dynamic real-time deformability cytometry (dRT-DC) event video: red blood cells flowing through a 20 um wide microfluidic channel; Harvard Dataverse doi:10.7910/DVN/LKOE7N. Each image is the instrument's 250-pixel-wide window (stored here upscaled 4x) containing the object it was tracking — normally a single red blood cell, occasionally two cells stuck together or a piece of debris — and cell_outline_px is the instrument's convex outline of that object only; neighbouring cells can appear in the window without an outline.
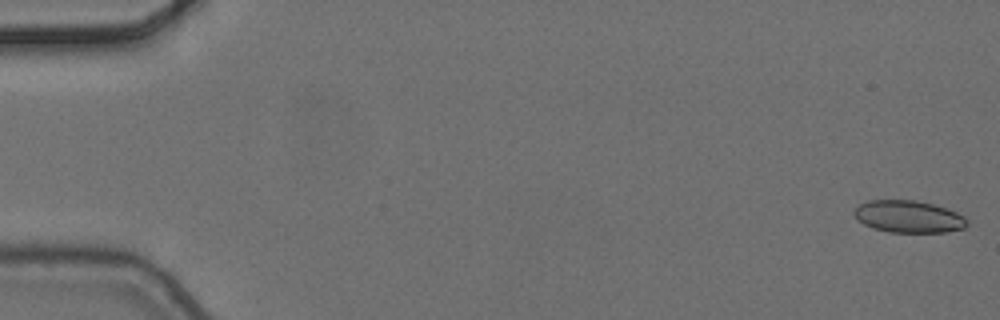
{"species": "common noctule bat (a hibernating species)", "species_latin": "Nyctalus noctula", "temperature_condition": "cold", "stored_images_in_passage": 9, "camera_frame_rate_fps": 3000, "um_per_image_px": 0.085, "animal": {"sex": "female", "body_mass_g": 24.6, "forearm_length_mm": 56.2}, "frame": {"image": 1, "passage_image": 1, "time_ms": 0.0, "image_size_px": [1000, 320], "cell_outline_px": [[968, 224], [964, 228], [944, 232], [888, 232], [872, 228], [856, 220], [852, 212], [860, 204], [868, 200], [916, 200], [932, 204], [956, 212], [964, 216], [968, 220]], "centroid_in_image_um": [77.19, 18.41], "position_along_channel_um": 7.8, "area_um2": 21.21}}
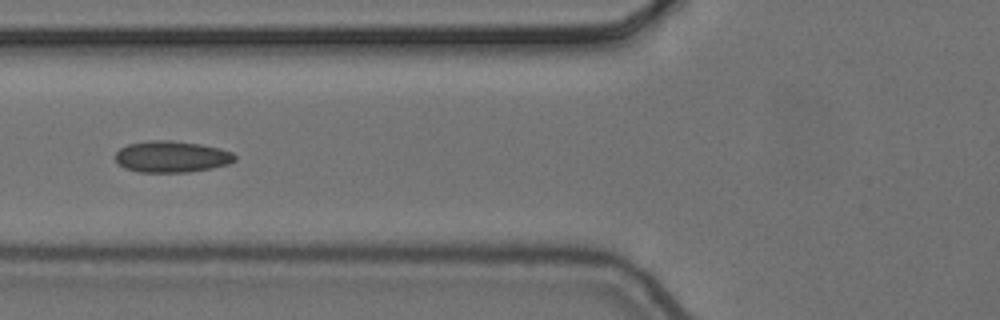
{"frame": {"image": 2, "passage_image": 7, "time_ms": 2.0, "image_size_px": [1000, 320], "cell_outline_px": [[236, 160], [228, 164], [212, 168], [188, 172], [136, 172], [124, 168], [116, 160], [116, 152], [120, 148], [128, 144], [148, 140], [172, 140], [200, 144], [220, 148], [232, 152], [236, 156]], "centroid_in_image_um": [14.59, 13.31], "position_along_channel_um": 111.2, "area_um2": 22.02}}
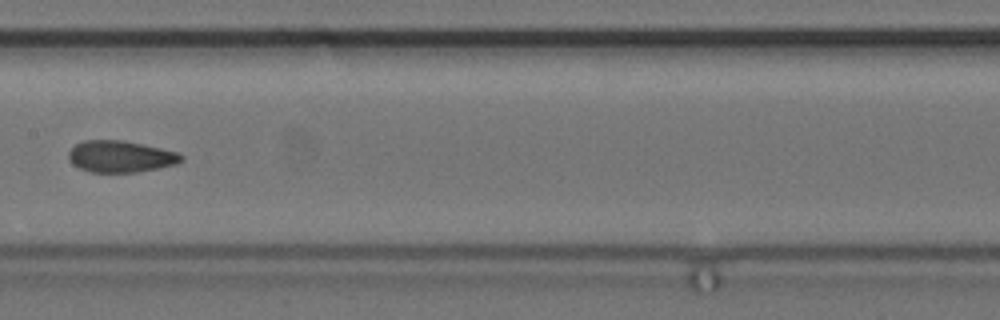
{"frame": {"image": 3, "passage_image": 9, "time_ms": 2.667, "image_size_px": [1000, 320], "cell_outline_px": [[184, 160], [176, 164], [160, 168], [136, 172], [92, 172], [80, 168], [72, 164], [68, 160], [68, 152], [76, 144], [84, 140], [124, 140], [180, 152], [184, 156]], "centroid_in_image_um": [10.28, 13.3], "position_along_channel_um": 197.1, "area_um2": 20.98}}